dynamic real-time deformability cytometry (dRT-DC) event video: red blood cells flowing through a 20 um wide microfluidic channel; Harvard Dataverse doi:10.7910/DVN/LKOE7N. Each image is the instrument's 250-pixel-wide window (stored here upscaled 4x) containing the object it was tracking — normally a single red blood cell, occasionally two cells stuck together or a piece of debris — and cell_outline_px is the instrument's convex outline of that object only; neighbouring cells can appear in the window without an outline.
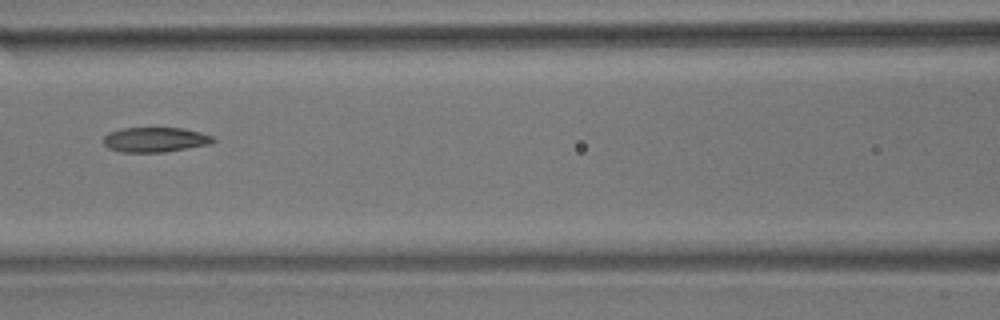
{"species": "common noctule bat (a hibernating species)", "species_latin": "Nyctalus noctula", "temperature_condition": "room temperature", "stored_images_in_passage": 7, "camera_frame_rate_fps": 3000, "um_per_image_px": 0.085, "animal": {"sex": "male", "body_mass_g": 17.9}, "frame": {"image": 1, "passage_image": 7, "time_ms": 2.0, "image_size_px": [1000, 320], "cell_outline_px": [[216, 140], [212, 144], [164, 152], [120, 152], [108, 148], [104, 144], [104, 136], [108, 132], [120, 128], [184, 128], [200, 132], [212, 136]], "centroid_in_image_um": [13.19, 11.87], "position_along_channel_um": 153.4, "area_um2": 16.01}}